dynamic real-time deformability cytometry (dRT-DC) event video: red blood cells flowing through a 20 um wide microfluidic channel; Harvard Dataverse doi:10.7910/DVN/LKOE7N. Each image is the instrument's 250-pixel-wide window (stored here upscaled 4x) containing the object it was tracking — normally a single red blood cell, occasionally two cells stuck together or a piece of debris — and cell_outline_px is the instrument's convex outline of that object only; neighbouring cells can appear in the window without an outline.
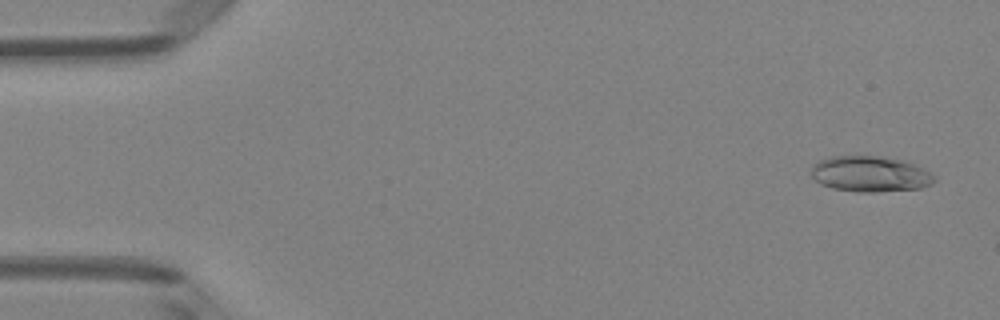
{"species": "Egyptian fruit bat (a non-hibernating species)", "species_latin": "Rousettus aegyptiacus", "temperature_condition": "room temperature", "stored_images_in_passage": 11, "camera_frame_rate_fps": 3000, "um_per_image_px": 0.085, "animal": {"sex": "female"}, "frame": {"image": 1, "passage_image": 2, "time_ms": 0.333, "image_size_px": [1000, 320], "cell_outline_px": [[936, 180], [932, 184], [920, 188], [876, 192], [856, 192], [832, 188], [820, 184], [812, 176], [812, 164], [816, 160], [832, 156], [884, 156], [904, 160], [924, 168], [932, 172], [936, 176]], "centroid_in_image_um": [73.98, 14.78], "position_along_channel_um": 11.0, "area_um2": 26.07}}